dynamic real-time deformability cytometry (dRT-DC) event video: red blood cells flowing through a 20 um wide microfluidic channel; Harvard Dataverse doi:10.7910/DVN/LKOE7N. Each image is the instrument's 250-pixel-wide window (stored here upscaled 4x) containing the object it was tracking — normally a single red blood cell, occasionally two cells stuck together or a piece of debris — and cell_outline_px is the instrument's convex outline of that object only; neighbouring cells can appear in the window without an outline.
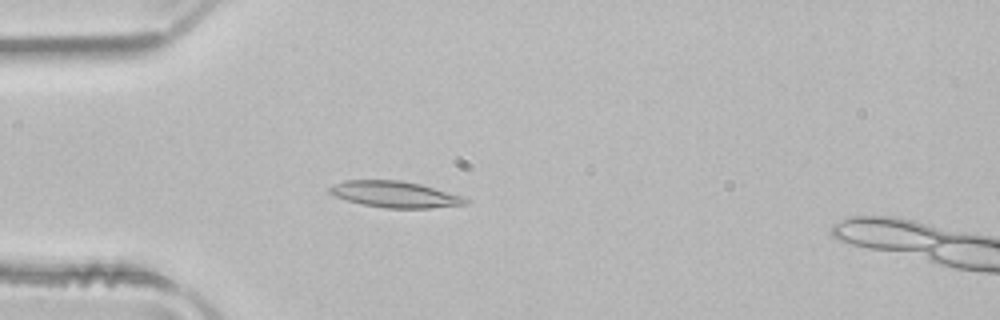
{"species": "common noctule bat (a hibernating species)", "species_latin": "Nyctalus noctula", "temperature_condition": "room temperature", "stored_images_in_passage": 52, "camera_frame_rate_fps": 3000, "um_per_image_px": 0.085, "animal": {"sex": "male", "body_mass_g": 21.5, "forearm_length_mm": 52.0}, "frame": {"image": 1, "passage_image": 14, "time_ms": 4.333, "image_size_px": [1000, 320], "cell_outline_px": [[468, 204], [432, 208], [384, 208], [360, 204], [336, 196], [328, 192], [328, 188], [344, 180], [400, 180], [420, 184], [464, 196], [468, 200]], "centroid_in_image_um": [33.59, 16.52], "position_along_channel_um": 51.4, "area_um2": 20.81}}
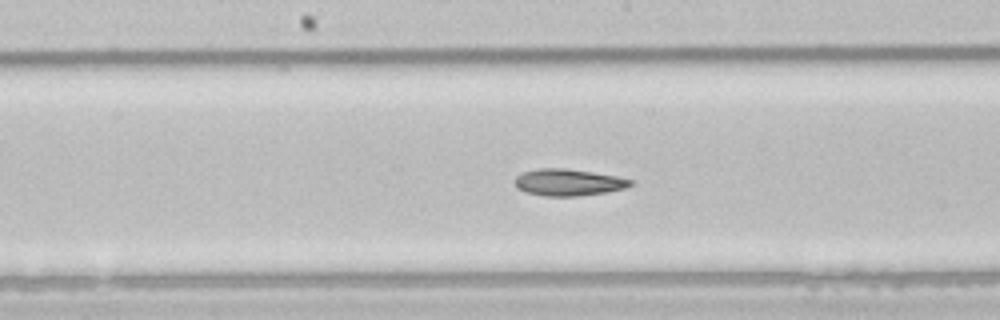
{"frame": {"image": 2, "passage_image": 26, "time_ms": 8.333, "image_size_px": [1000, 320], "cell_outline_px": [[636, 184], [624, 188], [608, 192], [580, 196], [544, 196], [524, 192], [516, 188], [516, 176], [524, 172], [540, 168], [564, 168], [592, 172], [616, 176], [632, 180]], "centroid_in_image_um": [48.33, 15.51], "position_along_channel_um": 199.9, "area_um2": 18.09}}
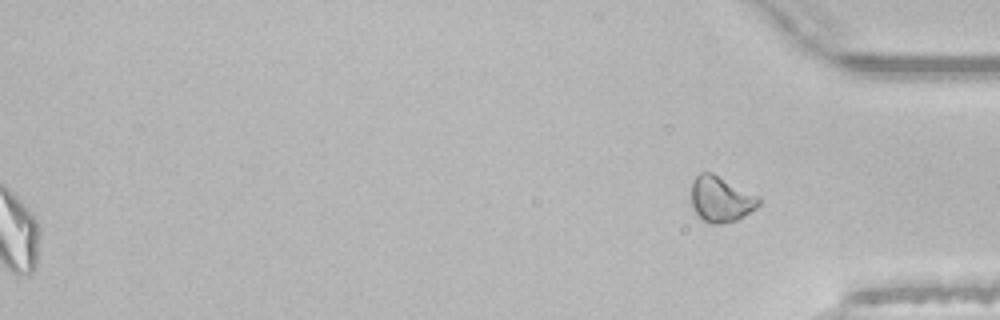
{"frame": {"image": 3, "passage_image": 52, "time_ms": 17.0, "image_size_px": [1000, 320], "cell_outline_px": [[760, 204], [756, 208], [744, 216], [736, 220], [720, 224], [712, 224], [700, 220], [696, 216], [692, 208], [692, 180], [700, 172], [712, 172], [760, 196]], "centroid_in_image_um": [61.26, 16.93], "position_along_channel_um": 373.9, "area_um2": 18.32}, "authors_computed_cell_mechanics": {"area_um2": 20.2878, "velocity_mm_per_s": 3.9664, "shape_relaxation_time_tau1_ms": 8.8118, "shape_relaxation_time_tau2_ms": 4.8852, "deformation_change_tau1": 0.1934, "deformation_change_tau2": 0.108}}